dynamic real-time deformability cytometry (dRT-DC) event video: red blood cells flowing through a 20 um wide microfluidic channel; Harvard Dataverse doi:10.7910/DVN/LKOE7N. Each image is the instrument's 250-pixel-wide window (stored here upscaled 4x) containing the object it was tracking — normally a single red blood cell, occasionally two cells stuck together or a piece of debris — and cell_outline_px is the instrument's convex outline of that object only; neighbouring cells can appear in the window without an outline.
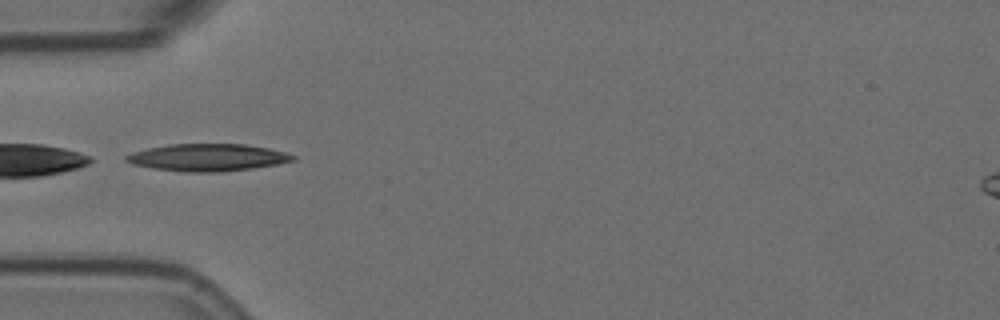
{"species": "Egyptian fruit bat (a non-hibernating species)", "species_latin": "Rousettus aegyptiacus", "temperature_condition": "room temperature", "stored_images_in_passage": 5, "camera_frame_rate_fps": 3000, "um_per_image_px": 0.085, "animal": {"sex": "female"}, "frame": {"image": 1, "passage_image": 5, "time_ms": 1.333, "image_size_px": [1000, 320], "cell_outline_px": [[296, 160], [276, 164], [252, 168], [220, 172], [188, 172], [152, 168], [132, 164], [124, 160], [124, 156], [132, 152], [148, 148], [168, 144], [244, 144], [268, 148], [284, 152], [296, 156]], "centroid_in_image_um": [17.62, 13.38], "position_along_channel_um": 67.4, "area_um2": 26.41}}